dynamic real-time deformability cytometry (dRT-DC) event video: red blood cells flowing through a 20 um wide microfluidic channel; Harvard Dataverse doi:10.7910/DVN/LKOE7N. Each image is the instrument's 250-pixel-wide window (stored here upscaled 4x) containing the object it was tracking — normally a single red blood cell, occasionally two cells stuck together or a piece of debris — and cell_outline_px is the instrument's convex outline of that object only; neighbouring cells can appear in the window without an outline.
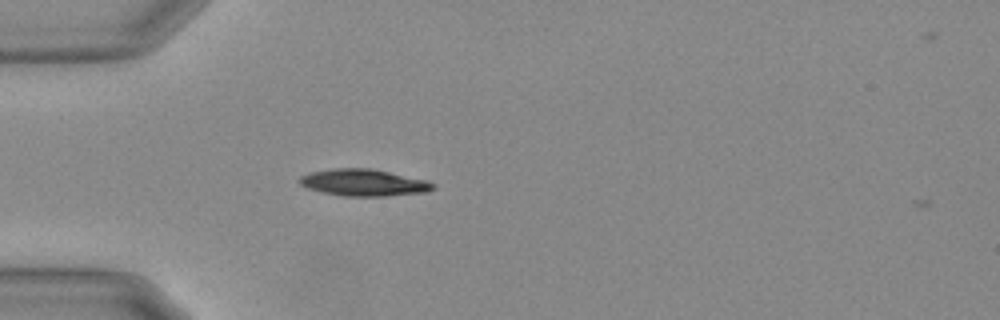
{"species": "Egyptian fruit bat (a non-hibernating species)", "species_latin": "Rousettus aegyptiacus", "temperature_condition": "warm", "stored_images_in_passage": 40, "camera_frame_rate_fps": 3000, "um_per_image_px": 0.085, "animal": {"sex": "female"}, "frame": {"image": 1, "passage_image": 1, "time_ms": 0.0, "image_size_px": [1000, 320], "cell_outline_px": [[436, 188], [428, 192], [388, 196], [344, 196], [320, 192], [308, 188], [300, 184], [300, 176], [308, 172], [332, 168], [372, 168], [424, 180], [436, 184]], "centroid_in_image_um": [30.91, 15.52], "position_along_channel_um": 54.1, "area_um2": 20.98}}
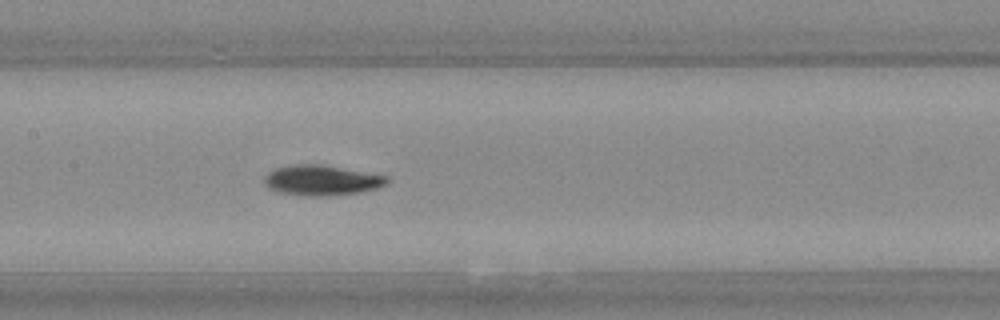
{"frame": {"image": 2, "passage_image": 12, "time_ms": 3.667, "image_size_px": [1000, 320], "cell_outline_px": [[388, 180], [384, 184], [376, 188], [356, 192], [328, 196], [308, 196], [280, 192], [268, 188], [264, 184], [264, 176], [268, 172], [276, 168], [292, 164], [324, 164], [388, 176]], "centroid_in_image_um": [27.29, 15.31], "position_along_channel_um": 180.1, "area_um2": 21.56}}
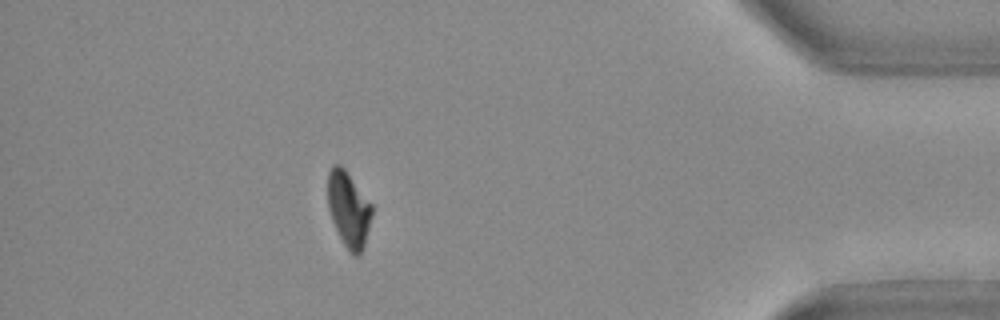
{"frame": {"image": 3, "passage_image": 34, "time_ms": 11.0, "image_size_px": [1000, 320], "cell_outline_px": [[372, 212], [364, 244], [360, 256], [352, 256], [348, 252], [332, 220], [328, 208], [328, 172], [332, 164], [340, 164], [344, 168], [372, 204]], "centroid_in_image_um": [29.62, 17.78], "position_along_channel_um": 405.6, "area_um2": 19.25}, "authors_computed_cell_mechanics": {"area_um2": 20.9814, "velocity_mm_per_s": 3.6935, "shape_relaxation_time_tau1_ms": 4.8667, "shape_relaxation_time_tau2_ms": 9.5863, "deformation_change_tau1": 0.1585, "deformation_change_tau2": 0.0979}}